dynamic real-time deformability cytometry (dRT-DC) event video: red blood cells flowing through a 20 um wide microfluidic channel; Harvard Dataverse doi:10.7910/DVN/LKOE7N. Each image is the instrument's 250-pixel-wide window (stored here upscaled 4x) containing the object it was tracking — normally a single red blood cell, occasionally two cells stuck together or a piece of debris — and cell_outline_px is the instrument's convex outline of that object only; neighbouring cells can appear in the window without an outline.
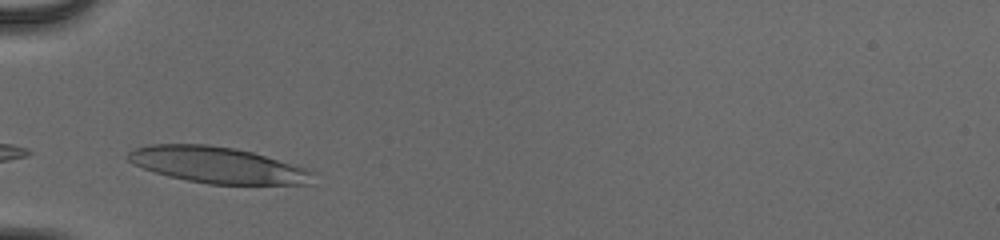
{"species": "human", "species_latin": "Homo sapiens", "temperature_condition": "cold", "stored_images_in_passage": 10, "camera_frame_rate_fps": 3000, "um_per_image_px": 0.085, "donor": {"sex": "male"}, "frame": {"image": 1, "passage_image": 1, "time_ms": 0.0, "image_size_px": [1000, 240], "cell_outline_px": [[316, 172], [312, 184], [208, 184], [168, 176], [132, 164], [124, 156], [132, 148], [148, 144], [204, 144], [236, 148], [252, 152], [304, 168]], "centroid_in_image_um": [18.45, 14.02], "position_along_channel_um": 66.6, "area_um2": 39.02}}
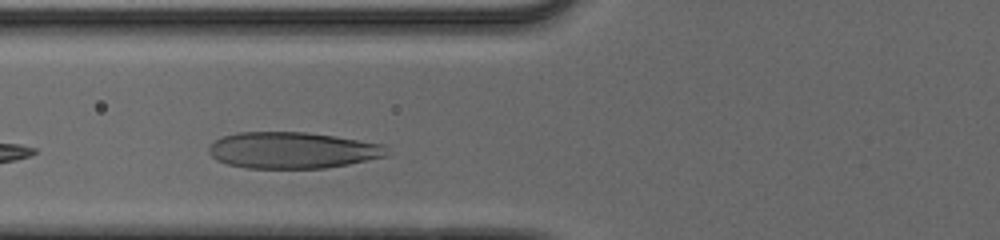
{"frame": {"image": 2, "passage_image": 4, "time_ms": 1.0, "image_size_px": [1000, 240], "cell_outline_px": [[388, 156], [348, 164], [324, 168], [244, 168], [228, 164], [216, 160], [208, 152], [208, 148], [220, 136], [236, 132], [304, 132], [332, 136], [384, 144]], "centroid_in_image_um": [24.82, 12.77], "position_along_channel_um": 101.0, "area_um2": 37.69}}
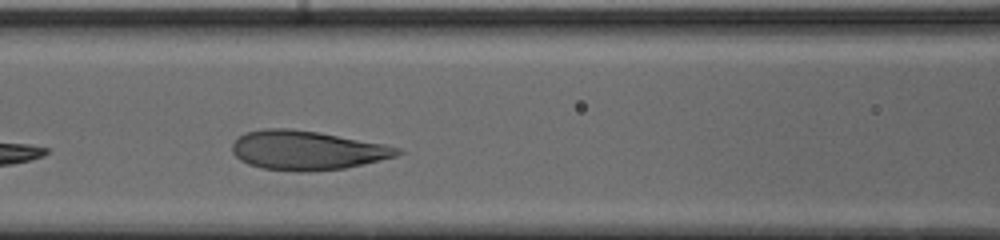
{"frame": {"image": 3, "passage_image": 7, "time_ms": 2.0, "image_size_px": [1000, 240], "cell_outline_px": [[404, 152], [396, 156], [364, 164], [344, 168], [308, 172], [296, 172], [260, 168], [248, 164], [240, 160], [232, 152], [232, 144], [244, 132], [264, 128], [288, 128], [320, 132], [384, 144], [400, 148]], "centroid_in_image_um": [26.08, 12.78], "position_along_channel_um": 140.5, "area_um2": 37.97}}